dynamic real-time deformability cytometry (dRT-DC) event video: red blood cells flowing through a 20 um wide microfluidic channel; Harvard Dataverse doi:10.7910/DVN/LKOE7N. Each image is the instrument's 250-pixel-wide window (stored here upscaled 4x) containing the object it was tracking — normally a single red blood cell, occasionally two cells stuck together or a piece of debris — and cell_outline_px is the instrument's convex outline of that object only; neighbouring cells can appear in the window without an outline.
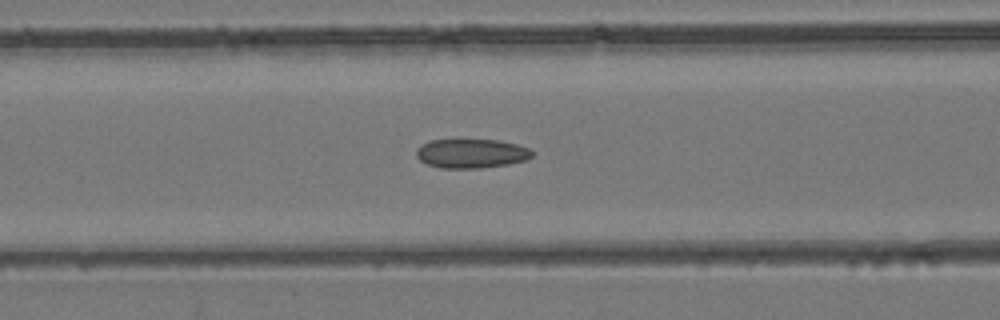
{"species": "common noctule bat (a hibernating species)", "species_latin": "Nyctalus noctula", "temperature_condition": "room temperature", "stored_images_in_passage": 38, "camera_frame_rate_fps": 3000, "um_per_image_px": 0.085, "animal": {"sex": "female", "body_mass_g": 24.6, "forearm_length_mm": 56.2}, "frame": {"image": 1, "passage_image": 12, "time_ms": 3.667, "image_size_px": [1000, 320], "cell_outline_px": [[532, 156], [524, 160], [508, 164], [480, 168], [440, 168], [428, 164], [420, 160], [416, 156], [416, 148], [420, 144], [428, 140], [500, 140], [516, 144], [528, 148], [532, 152]], "centroid_in_image_um": [40.01, 13.04], "position_along_channel_um": 126.6, "area_um2": 19.65}}
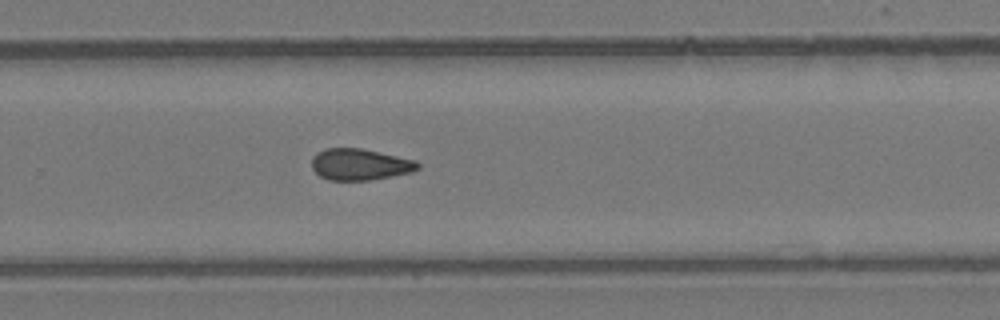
{"frame": {"image": 2, "passage_image": 23, "time_ms": 7.333, "image_size_px": [1000, 320], "cell_outline_px": [[420, 168], [412, 172], [372, 180], [328, 180], [320, 176], [312, 168], [312, 156], [316, 152], [324, 148], [360, 148], [416, 160], [420, 164]], "centroid_in_image_um": [30.58, 13.97], "position_along_channel_um": 299.2, "area_um2": 19.54}}
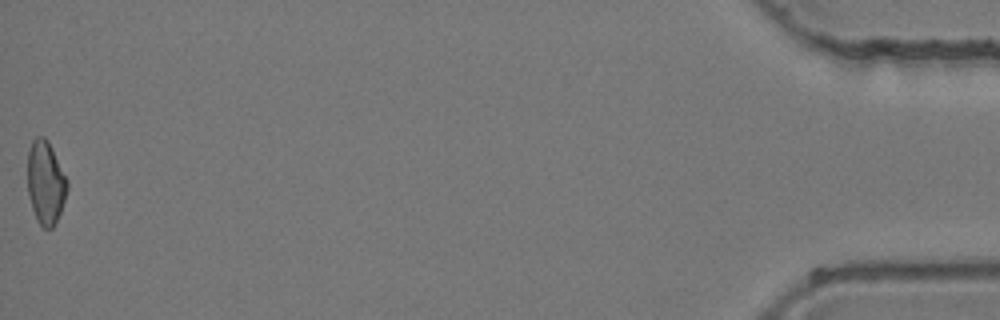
{"frame": {"image": 3, "passage_image": 38, "time_ms": 12.333, "image_size_px": [1000, 320], "cell_outline_px": [[68, 188], [60, 212], [52, 228], [44, 228], [36, 220], [28, 196], [28, 152], [32, 140], [36, 136], [44, 136], [48, 140], [68, 180]], "centroid_in_image_um": [3.87, 15.5], "position_along_channel_um": 431.3, "area_um2": 19.25}}